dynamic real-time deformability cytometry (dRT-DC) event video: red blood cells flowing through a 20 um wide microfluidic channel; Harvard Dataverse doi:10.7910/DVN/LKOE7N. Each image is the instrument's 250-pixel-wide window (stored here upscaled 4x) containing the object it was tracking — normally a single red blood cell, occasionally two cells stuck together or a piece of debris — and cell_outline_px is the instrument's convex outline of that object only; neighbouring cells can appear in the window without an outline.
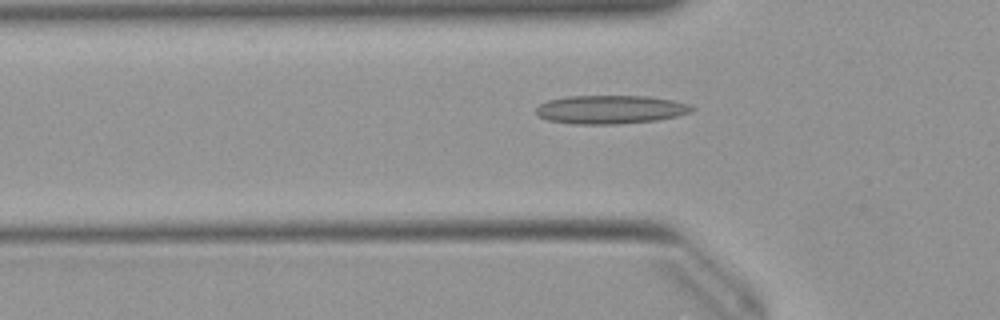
{"species": "Egyptian fruit bat (a non-hibernating species)", "species_latin": "Rousettus aegyptiacus", "temperature_condition": "warm", "stored_images_in_passage": 37, "camera_frame_rate_fps": 3000, "um_per_image_px": 0.085, "animal": {"sex": "female"}, "frame": {"image": 1, "passage_image": 4, "time_ms": 1.0, "image_size_px": [1000, 320], "cell_outline_px": [[696, 108], [692, 112], [676, 116], [656, 120], [620, 124], [572, 124], [548, 120], [540, 116], [536, 112], [536, 108], [540, 104], [548, 100], [568, 96], [648, 96], [672, 100], [688, 104]], "centroid_in_image_um": [51.9, 9.31], "position_along_channel_um": 73.9, "area_um2": 25.89}}
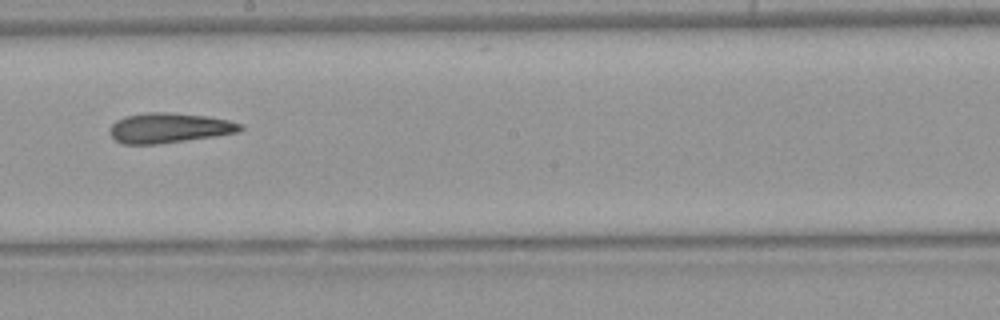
{"frame": {"image": 2, "passage_image": 16, "time_ms": 5.0, "image_size_px": [1000, 320], "cell_outline_px": [[244, 128], [240, 132], [216, 136], [160, 144], [124, 144], [116, 140], [108, 132], [112, 124], [116, 120], [124, 116], [148, 112], [168, 112], [204, 116], [228, 120], [240, 124]], "centroid_in_image_um": [14.36, 10.88], "position_along_channel_um": 233.8, "area_um2": 22.83}}
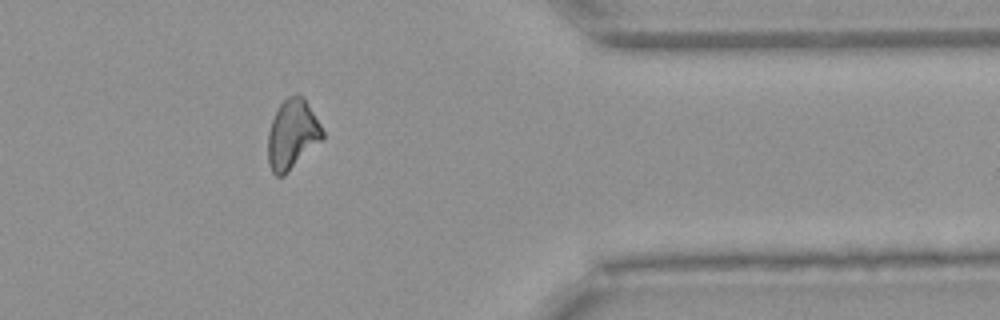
{"frame": {"image": 3, "passage_image": 29, "time_ms": 9.333, "image_size_px": [1000, 320], "cell_outline_px": [[324, 140], [284, 176], [276, 176], [272, 172], [268, 164], [268, 132], [272, 120], [280, 104], [288, 96], [296, 92], [304, 96], [320, 124], [324, 132]], "centroid_in_image_um": [24.86, 11.43], "position_along_channel_um": 386.5, "area_um2": 22.54}, "authors_computed_cell_mechanics": {"area_um2": 22.4264, "velocity_mm_per_s": 3.9923, "shape_relaxation_time_tau1_ms": null, "shape_relaxation_time_tau2_ms": 5.6436, "deformation_change_tau1": null, "deformation_change_tau2": 0.1603}}